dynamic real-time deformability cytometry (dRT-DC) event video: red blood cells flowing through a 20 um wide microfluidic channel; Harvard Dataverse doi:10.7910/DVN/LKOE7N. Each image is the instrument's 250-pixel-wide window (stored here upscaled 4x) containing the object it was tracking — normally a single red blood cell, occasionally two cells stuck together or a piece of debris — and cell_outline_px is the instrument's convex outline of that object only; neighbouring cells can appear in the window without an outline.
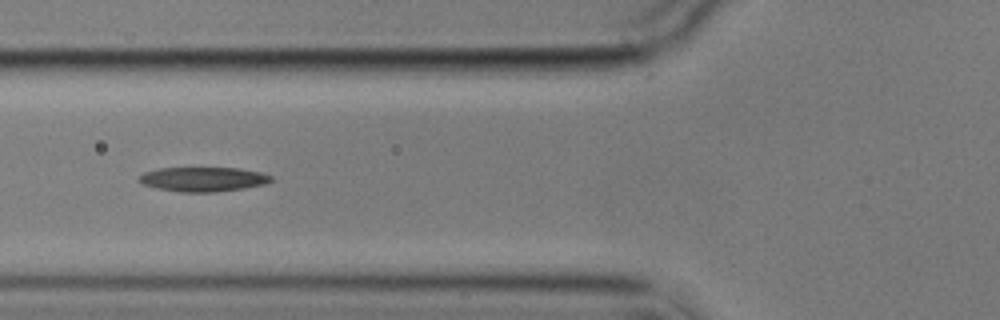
{"species": "common noctule bat (a hibernating species)", "species_latin": "Nyctalus noctula", "temperature_condition": "cold", "stored_images_in_passage": 9, "camera_frame_rate_fps": 3000, "um_per_image_px": 0.085, "animal": {"sex": "male", "body_mass_g": 17.9}, "frame": {"image": 1, "passage_image": 6, "time_ms": 6.0, "image_size_px": [1000, 320], "cell_outline_px": [[272, 180], [264, 184], [244, 188], [212, 192], [180, 192], [156, 188], [144, 184], [136, 180], [144, 172], [160, 168], [240, 168], [260, 172], [272, 176]], "centroid_in_image_um": [17.25, 15.23], "position_along_channel_um": 108.6, "area_um2": 18.73}}
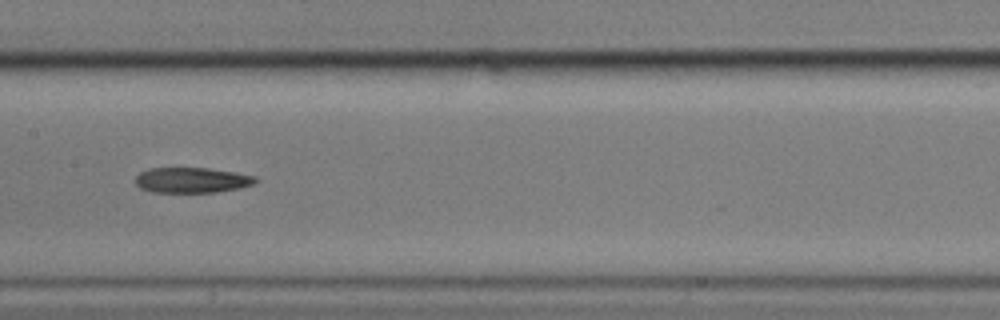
{"frame": {"image": 2, "passage_image": 8, "time_ms": 8.333, "image_size_px": [1000, 320], "cell_outline_px": [[260, 180], [252, 184], [240, 188], [216, 192], [152, 192], [140, 188], [136, 184], [136, 176], [140, 172], [148, 168], [208, 168], [236, 172], [256, 176]], "centroid_in_image_um": [16.33, 15.31], "position_along_channel_um": 191.1, "area_um2": 17.86}}
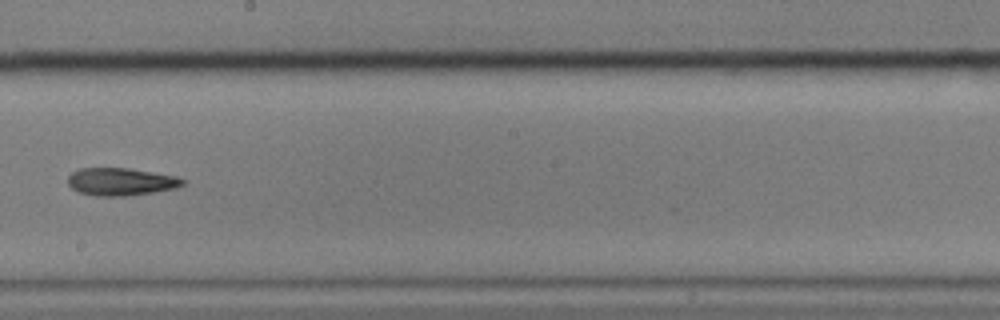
{"frame": {"image": 3, "passage_image": 9, "time_ms": 9.667, "image_size_px": [1000, 320], "cell_outline_px": [[184, 184], [176, 188], [152, 192], [124, 196], [96, 196], [80, 192], [72, 188], [68, 184], [68, 176], [72, 172], [80, 168], [128, 168], [176, 176], [184, 180]], "centroid_in_image_um": [10.25, 15.44], "position_along_channel_um": 237.9, "area_um2": 18.32}}